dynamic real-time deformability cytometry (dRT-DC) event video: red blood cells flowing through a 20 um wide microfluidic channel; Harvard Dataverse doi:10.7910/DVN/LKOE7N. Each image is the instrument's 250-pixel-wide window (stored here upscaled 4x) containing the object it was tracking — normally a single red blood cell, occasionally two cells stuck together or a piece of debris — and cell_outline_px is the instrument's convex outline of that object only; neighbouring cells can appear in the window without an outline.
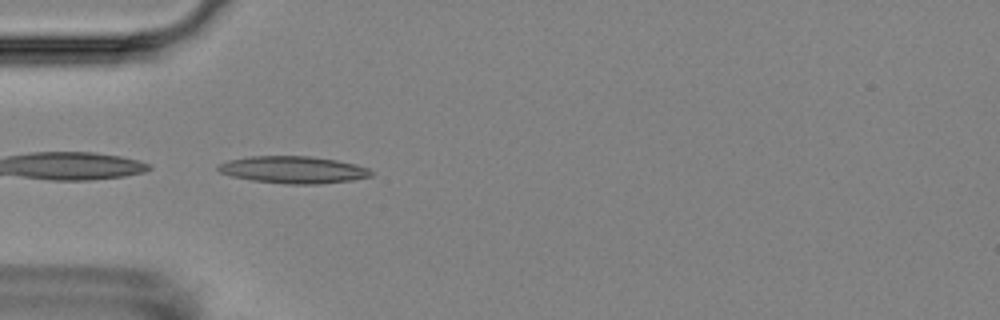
{"species": "Egyptian fruit bat (a non-hibernating species)", "species_latin": "Rousettus aegyptiacus", "temperature_condition": "room temperature", "stored_images_in_passage": 2, "camera_frame_rate_fps": 3000, "um_per_image_px": 0.085, "animal": {"sex": "female"}, "frame": {"image": 1, "passage_image": 1, "time_ms": 0.0, "image_size_px": [1000, 320], "cell_outline_px": [[372, 176], [352, 180], [320, 184], [284, 184], [252, 180], [232, 176], [220, 172], [216, 168], [220, 164], [228, 160], [248, 156], [308, 156], [336, 160], [356, 164], [368, 168], [372, 172]], "centroid_in_image_um": [24.93, 14.43], "position_along_channel_um": 60.1, "area_um2": 24.16}}